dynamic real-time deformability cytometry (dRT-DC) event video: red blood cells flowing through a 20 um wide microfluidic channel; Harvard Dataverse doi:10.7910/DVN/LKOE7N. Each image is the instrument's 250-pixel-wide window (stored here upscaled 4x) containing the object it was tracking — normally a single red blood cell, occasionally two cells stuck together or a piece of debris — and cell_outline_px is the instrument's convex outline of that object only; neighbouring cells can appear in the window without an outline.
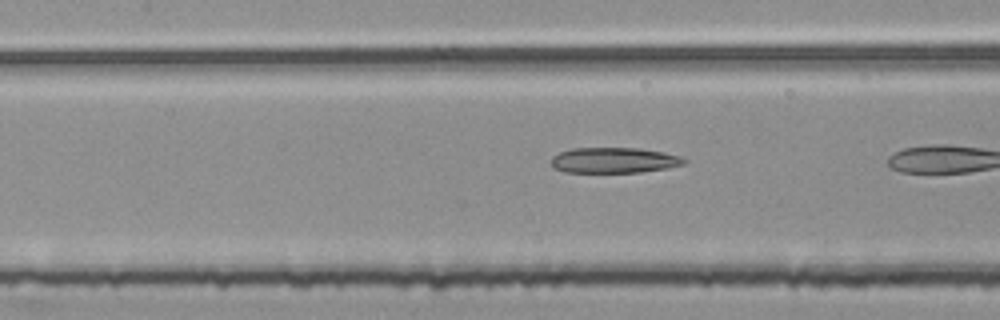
{"species": "common noctule bat (a hibernating species)", "species_latin": "Nyctalus noctula", "temperature_condition": "room temperature", "stored_images_in_passage": 23, "camera_frame_rate_fps": 3000, "um_per_image_px": 0.085, "animal": {"sex": "female", "body_mass_g": 25.1}, "frame": {"image": 1, "passage_image": 20, "time_ms": 6.333, "image_size_px": [1000, 320], "cell_outline_px": [[688, 160], [684, 164], [668, 168], [640, 172], [564, 172], [552, 168], [552, 156], [560, 152], [572, 148], [640, 148], [664, 152], [684, 156]], "centroid_in_image_um": [52.23, 13.62], "position_along_channel_um": 155.2, "area_um2": 20.0}}